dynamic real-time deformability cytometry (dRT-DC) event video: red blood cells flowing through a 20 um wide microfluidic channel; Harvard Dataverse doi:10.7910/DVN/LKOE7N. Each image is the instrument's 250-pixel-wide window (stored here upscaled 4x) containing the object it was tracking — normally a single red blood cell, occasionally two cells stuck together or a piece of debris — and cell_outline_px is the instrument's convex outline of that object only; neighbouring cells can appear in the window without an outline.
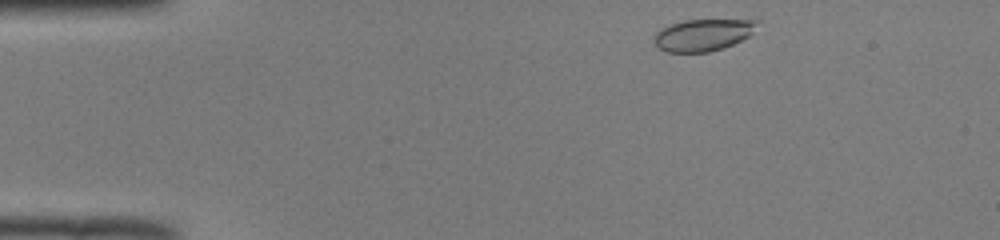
{"species": "common noctule bat (a hibernating species)", "species_latin": "Nyctalus noctula", "temperature_condition": "room temperature", "stored_images_in_passage": 44, "camera_frame_rate_fps": 3000, "um_per_image_px": 0.085, "animal": {"sex": "male", "body_mass_g": 19.0, "forearm_length_mm": 50.8}, "frame": {"image": 1, "passage_image": 1, "time_ms": 0.0, "image_size_px": [1000, 240], "cell_outline_px": [[760, 20], [752, 32], [748, 36], [724, 48], [708, 52], [668, 52], [660, 48], [656, 44], [656, 32], [660, 28], [684, 20]], "centroid_in_image_um": [59.76, 2.97], "position_along_channel_um": 25.2, "area_um2": 18.79}}
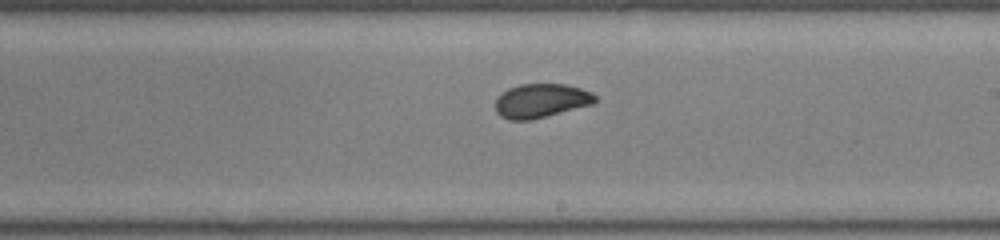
{"frame": {"image": 2, "passage_image": 23, "time_ms": 7.333, "image_size_px": [1000, 240], "cell_outline_px": [[596, 100], [592, 104], [532, 120], [508, 120], [500, 116], [496, 112], [496, 100], [508, 88], [520, 84], [564, 84], [580, 88], [592, 92], [596, 96]], "centroid_in_image_um": [45.98, 8.57], "position_along_channel_um": 243.0, "area_um2": 19.65}}
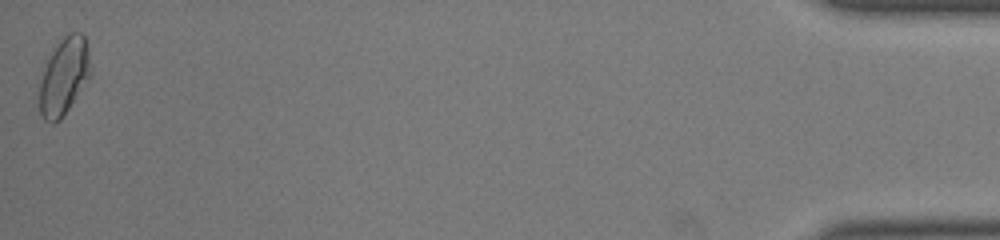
{"frame": {"image": 3, "passage_image": 44, "time_ms": 14.333, "image_size_px": [1000, 240], "cell_outline_px": [[92, 76], [60, 120], [52, 124], [44, 120], [40, 112], [40, 84], [44, 68], [52, 52], [60, 40], [68, 32], [84, 32], [92, 68]], "centroid_in_image_um": [5.49, 6.48], "position_along_channel_um": 429.7, "area_um2": 23.12}, "authors_computed_cell_mechanics": {"area_um2": 20.0566, "velocity_mm_per_s": 3.9842, "shape_relaxation_time_tau1_ms": 3.9625, "shape_relaxation_time_tau2_ms": null, "deformation_change_tau1": 0.1314, "deformation_change_tau2": null}}